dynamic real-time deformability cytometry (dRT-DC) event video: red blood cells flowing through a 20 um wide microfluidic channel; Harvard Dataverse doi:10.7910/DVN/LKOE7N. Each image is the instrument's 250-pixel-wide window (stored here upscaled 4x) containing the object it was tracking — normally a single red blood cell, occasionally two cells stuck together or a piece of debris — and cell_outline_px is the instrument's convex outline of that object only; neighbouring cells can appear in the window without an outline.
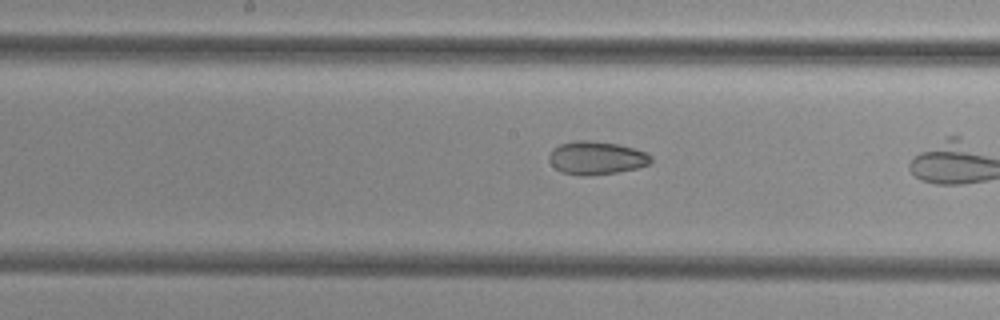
{"species": "common noctule bat (a hibernating species)", "species_latin": "Nyctalus noctula", "temperature_condition": "cold", "stored_images_in_passage": 19, "camera_frame_rate_fps": 3000, "um_per_image_px": 0.085, "animal": {"sex": "female", "body_mass_g": 29.2, "forearm_length_mm": 56.3}, "frame": {"image": 1, "passage_image": 11, "time_ms": 3.333, "image_size_px": [1000, 320], "cell_outline_px": [[652, 160], [648, 164], [636, 168], [616, 172], [588, 176], [580, 176], [560, 172], [548, 160], [548, 156], [552, 148], [560, 144], [576, 140], [588, 140], [616, 144], [648, 152], [652, 156]], "centroid_in_image_um": [50.66, 13.42], "position_along_channel_um": 197.5, "area_um2": 19.77}}
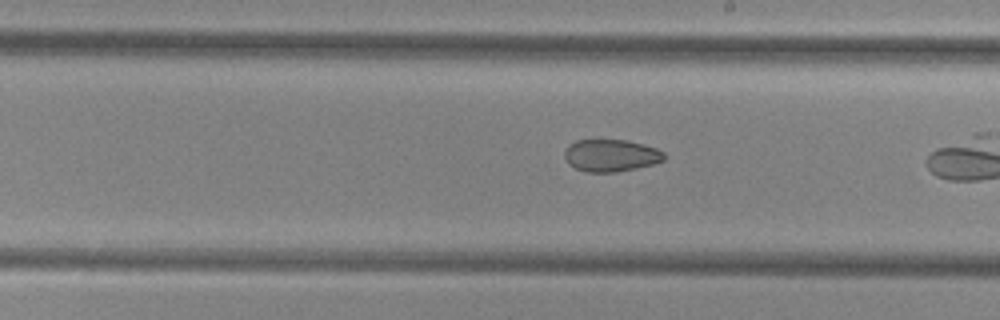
{"frame": {"image": 2, "passage_image": 14, "time_ms": 4.333, "image_size_px": [1000, 320], "cell_outline_px": [[664, 160], [652, 164], [636, 168], [616, 172], [584, 172], [568, 164], [564, 156], [564, 152], [568, 144], [576, 140], [592, 136], [624, 140], [644, 144], [656, 148], [664, 152]], "centroid_in_image_um": [51.85, 13.16], "position_along_channel_um": 237.1, "area_um2": 19.42}}